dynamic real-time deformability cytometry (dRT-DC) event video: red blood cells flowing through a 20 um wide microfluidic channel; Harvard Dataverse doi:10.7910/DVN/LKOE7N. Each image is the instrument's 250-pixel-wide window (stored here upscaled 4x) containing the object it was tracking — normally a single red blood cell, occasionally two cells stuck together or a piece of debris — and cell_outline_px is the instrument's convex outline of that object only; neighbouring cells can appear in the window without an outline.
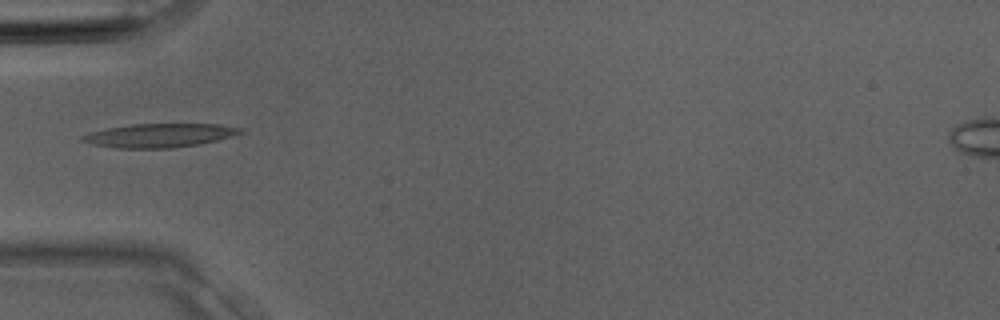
{"species": "Egyptian fruit bat (a non-hibernating species)", "species_latin": "Rousettus aegyptiacus", "temperature_condition": "room temperature", "stored_images_in_passage": 4, "camera_frame_rate_fps": 3000, "um_per_image_px": 0.085, "animal": {"sex": "male"}, "frame": {"image": 1, "passage_image": 4, "time_ms": 1.0, "image_size_px": [1000, 320], "cell_outline_px": [[244, 132], [232, 136], [200, 144], [172, 148], [112, 148], [92, 144], [80, 140], [80, 136], [88, 132], [108, 128], [132, 124], [220, 124], [244, 128]], "centroid_in_image_um": [13.54, 11.51], "position_along_channel_um": 71.5, "area_um2": 22.02}}